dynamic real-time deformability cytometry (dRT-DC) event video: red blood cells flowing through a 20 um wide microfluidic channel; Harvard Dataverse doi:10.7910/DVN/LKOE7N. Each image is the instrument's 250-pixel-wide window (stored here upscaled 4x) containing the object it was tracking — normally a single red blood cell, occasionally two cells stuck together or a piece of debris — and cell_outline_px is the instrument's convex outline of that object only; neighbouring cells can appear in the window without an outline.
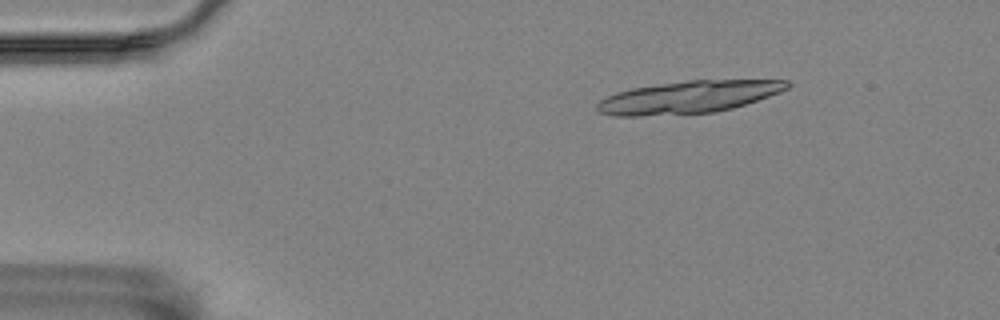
{"species": "Egyptian fruit bat (a non-hibernating species)", "species_latin": "Rousettus aegyptiacus", "temperature_condition": "room temperature", "stored_images_in_passage": 12, "camera_frame_rate_fps": 3000, "um_per_image_px": 0.085, "animal": {"sex": "female"}, "frame": {"image": 1, "passage_image": 1, "time_ms": 0.0, "image_size_px": [1000, 320], "cell_outline_px": [[792, 84], [788, 88], [780, 92], [732, 108], [716, 112], [640, 116], [612, 116], [600, 112], [596, 108], [596, 104], [600, 100], [616, 92], [632, 88], [688, 80], [788, 80]], "centroid_in_image_um": [58.51, 8.25], "position_along_channel_um": 26.5, "area_um2": 35.6}}